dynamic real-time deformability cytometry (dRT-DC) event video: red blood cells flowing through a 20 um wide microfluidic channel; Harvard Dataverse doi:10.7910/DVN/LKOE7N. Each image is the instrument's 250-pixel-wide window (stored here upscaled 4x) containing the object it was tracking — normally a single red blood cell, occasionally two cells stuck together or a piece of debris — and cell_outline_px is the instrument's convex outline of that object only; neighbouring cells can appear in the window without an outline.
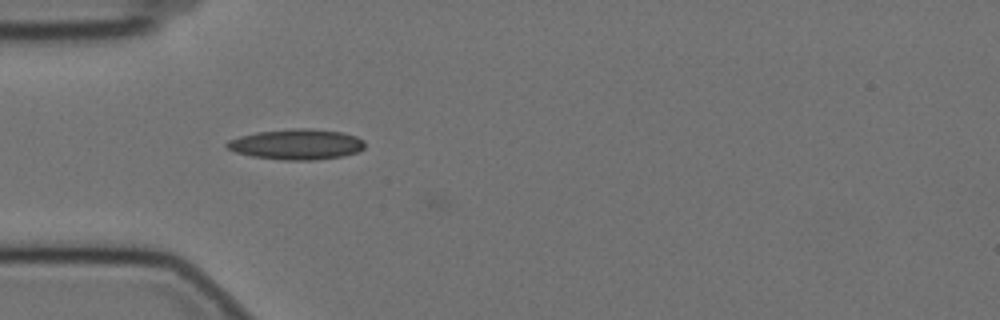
{"species": "Egyptian fruit bat (a non-hibernating species)", "species_latin": "Rousettus aegyptiacus", "temperature_condition": "cold", "stored_images_in_passage": 23, "camera_frame_rate_fps": 3000, "um_per_image_px": 0.085, "animal": {"sex": "female"}, "frame": {"image": 1, "passage_image": 22, "time_ms": 7.0, "image_size_px": [1000, 320], "cell_outline_px": [[364, 148], [356, 152], [344, 156], [312, 160], [284, 160], [252, 156], [236, 152], [228, 148], [224, 144], [228, 140], [240, 136], [256, 132], [292, 128], [308, 128], [340, 132], [356, 136], [364, 140]], "centroid_in_image_um": [25.2, 12.26], "position_along_channel_um": 59.8, "area_um2": 24.45}}